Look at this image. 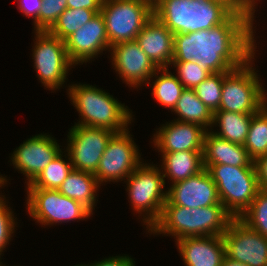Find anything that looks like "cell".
Masks as SVG:
<instances>
[{
  "label": "cell",
  "instance_id": "obj_1",
  "mask_svg": "<svg viewBox=\"0 0 267 266\" xmlns=\"http://www.w3.org/2000/svg\"><path fill=\"white\" fill-rule=\"evenodd\" d=\"M254 24L249 14L233 13L211 29L174 34L173 62L194 61L211 73L231 72L258 51Z\"/></svg>",
  "mask_w": 267,
  "mask_h": 266
},
{
  "label": "cell",
  "instance_id": "obj_2",
  "mask_svg": "<svg viewBox=\"0 0 267 266\" xmlns=\"http://www.w3.org/2000/svg\"><path fill=\"white\" fill-rule=\"evenodd\" d=\"M232 219L221 203L187 208L166 200L160 219L147 233L171 236L175 242L185 237L222 236Z\"/></svg>",
  "mask_w": 267,
  "mask_h": 266
},
{
  "label": "cell",
  "instance_id": "obj_3",
  "mask_svg": "<svg viewBox=\"0 0 267 266\" xmlns=\"http://www.w3.org/2000/svg\"><path fill=\"white\" fill-rule=\"evenodd\" d=\"M67 95L79 113L75 125L109 129L122 132L133 122L134 115L125 104L102 88L90 84L73 83L68 85Z\"/></svg>",
  "mask_w": 267,
  "mask_h": 266
},
{
  "label": "cell",
  "instance_id": "obj_4",
  "mask_svg": "<svg viewBox=\"0 0 267 266\" xmlns=\"http://www.w3.org/2000/svg\"><path fill=\"white\" fill-rule=\"evenodd\" d=\"M234 12L216 0H154L153 15L173 34L208 30Z\"/></svg>",
  "mask_w": 267,
  "mask_h": 266
},
{
  "label": "cell",
  "instance_id": "obj_5",
  "mask_svg": "<svg viewBox=\"0 0 267 266\" xmlns=\"http://www.w3.org/2000/svg\"><path fill=\"white\" fill-rule=\"evenodd\" d=\"M128 202L138 213L146 231L160 219L167 200L166 182L160 167L144 161L125 179Z\"/></svg>",
  "mask_w": 267,
  "mask_h": 266
},
{
  "label": "cell",
  "instance_id": "obj_6",
  "mask_svg": "<svg viewBox=\"0 0 267 266\" xmlns=\"http://www.w3.org/2000/svg\"><path fill=\"white\" fill-rule=\"evenodd\" d=\"M203 166L216 184L220 202L225 210L233 218H240L260 190L254 161L247 167L224 164Z\"/></svg>",
  "mask_w": 267,
  "mask_h": 266
},
{
  "label": "cell",
  "instance_id": "obj_7",
  "mask_svg": "<svg viewBox=\"0 0 267 266\" xmlns=\"http://www.w3.org/2000/svg\"><path fill=\"white\" fill-rule=\"evenodd\" d=\"M256 54L241 67L224 72L222 96L217 111L254 114L265 105L266 90L254 67Z\"/></svg>",
  "mask_w": 267,
  "mask_h": 266
},
{
  "label": "cell",
  "instance_id": "obj_8",
  "mask_svg": "<svg viewBox=\"0 0 267 266\" xmlns=\"http://www.w3.org/2000/svg\"><path fill=\"white\" fill-rule=\"evenodd\" d=\"M100 13L105 20L109 47L135 41L153 16L152 0H103Z\"/></svg>",
  "mask_w": 267,
  "mask_h": 266
},
{
  "label": "cell",
  "instance_id": "obj_9",
  "mask_svg": "<svg viewBox=\"0 0 267 266\" xmlns=\"http://www.w3.org/2000/svg\"><path fill=\"white\" fill-rule=\"evenodd\" d=\"M32 59L39 82L55 92L65 86L68 73L75 66L68 58L65 42L48 31H34Z\"/></svg>",
  "mask_w": 267,
  "mask_h": 266
},
{
  "label": "cell",
  "instance_id": "obj_10",
  "mask_svg": "<svg viewBox=\"0 0 267 266\" xmlns=\"http://www.w3.org/2000/svg\"><path fill=\"white\" fill-rule=\"evenodd\" d=\"M27 190V191H26ZM26 210L42 227L89 219L93 213L82 203L68 198L58 190L25 189Z\"/></svg>",
  "mask_w": 267,
  "mask_h": 266
},
{
  "label": "cell",
  "instance_id": "obj_11",
  "mask_svg": "<svg viewBox=\"0 0 267 266\" xmlns=\"http://www.w3.org/2000/svg\"><path fill=\"white\" fill-rule=\"evenodd\" d=\"M128 127L114 133L106 145L99 166L94 174L98 184L121 182L143 162L140 150ZM105 182V183H104Z\"/></svg>",
  "mask_w": 267,
  "mask_h": 266
},
{
  "label": "cell",
  "instance_id": "obj_12",
  "mask_svg": "<svg viewBox=\"0 0 267 266\" xmlns=\"http://www.w3.org/2000/svg\"><path fill=\"white\" fill-rule=\"evenodd\" d=\"M115 132L83 125H75L67 135L68 153L73 169L95 174L106 145Z\"/></svg>",
  "mask_w": 267,
  "mask_h": 266
},
{
  "label": "cell",
  "instance_id": "obj_13",
  "mask_svg": "<svg viewBox=\"0 0 267 266\" xmlns=\"http://www.w3.org/2000/svg\"><path fill=\"white\" fill-rule=\"evenodd\" d=\"M225 255L248 266H267V238L233 218L222 235Z\"/></svg>",
  "mask_w": 267,
  "mask_h": 266
},
{
  "label": "cell",
  "instance_id": "obj_14",
  "mask_svg": "<svg viewBox=\"0 0 267 266\" xmlns=\"http://www.w3.org/2000/svg\"><path fill=\"white\" fill-rule=\"evenodd\" d=\"M49 133L36 134L17 147L10 157V164L26 177L29 185L46 166L63 150Z\"/></svg>",
  "mask_w": 267,
  "mask_h": 266
},
{
  "label": "cell",
  "instance_id": "obj_15",
  "mask_svg": "<svg viewBox=\"0 0 267 266\" xmlns=\"http://www.w3.org/2000/svg\"><path fill=\"white\" fill-rule=\"evenodd\" d=\"M110 54L116 74L131 88L140 89L144 84L146 86L158 69L136 41L114 44L110 48Z\"/></svg>",
  "mask_w": 267,
  "mask_h": 266
},
{
  "label": "cell",
  "instance_id": "obj_16",
  "mask_svg": "<svg viewBox=\"0 0 267 266\" xmlns=\"http://www.w3.org/2000/svg\"><path fill=\"white\" fill-rule=\"evenodd\" d=\"M64 42L68 58L75 66L84 63L86 65L103 51L110 52L102 14L97 13L90 21L68 36Z\"/></svg>",
  "mask_w": 267,
  "mask_h": 266
},
{
  "label": "cell",
  "instance_id": "obj_17",
  "mask_svg": "<svg viewBox=\"0 0 267 266\" xmlns=\"http://www.w3.org/2000/svg\"><path fill=\"white\" fill-rule=\"evenodd\" d=\"M169 187L166 188L168 189L167 200L172 205L200 208L221 203L217 186L206 168L186 180L169 185Z\"/></svg>",
  "mask_w": 267,
  "mask_h": 266
},
{
  "label": "cell",
  "instance_id": "obj_18",
  "mask_svg": "<svg viewBox=\"0 0 267 266\" xmlns=\"http://www.w3.org/2000/svg\"><path fill=\"white\" fill-rule=\"evenodd\" d=\"M206 132L198 124L174 119L156 129L151 143L158 152L203 150Z\"/></svg>",
  "mask_w": 267,
  "mask_h": 266
},
{
  "label": "cell",
  "instance_id": "obj_19",
  "mask_svg": "<svg viewBox=\"0 0 267 266\" xmlns=\"http://www.w3.org/2000/svg\"><path fill=\"white\" fill-rule=\"evenodd\" d=\"M135 41L158 68H170L174 54V34L154 15L143 26Z\"/></svg>",
  "mask_w": 267,
  "mask_h": 266
},
{
  "label": "cell",
  "instance_id": "obj_20",
  "mask_svg": "<svg viewBox=\"0 0 267 266\" xmlns=\"http://www.w3.org/2000/svg\"><path fill=\"white\" fill-rule=\"evenodd\" d=\"M185 266H221L225 255L222 236H196L175 243Z\"/></svg>",
  "mask_w": 267,
  "mask_h": 266
},
{
  "label": "cell",
  "instance_id": "obj_21",
  "mask_svg": "<svg viewBox=\"0 0 267 266\" xmlns=\"http://www.w3.org/2000/svg\"><path fill=\"white\" fill-rule=\"evenodd\" d=\"M202 156L203 164L247 167L253 161L243 145L220 138L210 130L205 133Z\"/></svg>",
  "mask_w": 267,
  "mask_h": 266
},
{
  "label": "cell",
  "instance_id": "obj_22",
  "mask_svg": "<svg viewBox=\"0 0 267 266\" xmlns=\"http://www.w3.org/2000/svg\"><path fill=\"white\" fill-rule=\"evenodd\" d=\"M162 161L160 167L164 180H170L171 184L186 180L198 174L204 169L203 150L177 151V152H159Z\"/></svg>",
  "mask_w": 267,
  "mask_h": 266
},
{
  "label": "cell",
  "instance_id": "obj_23",
  "mask_svg": "<svg viewBox=\"0 0 267 266\" xmlns=\"http://www.w3.org/2000/svg\"><path fill=\"white\" fill-rule=\"evenodd\" d=\"M99 188L100 185L94 174L73 169L58 191L64 196L82 203L93 213L97 205Z\"/></svg>",
  "mask_w": 267,
  "mask_h": 266
},
{
  "label": "cell",
  "instance_id": "obj_24",
  "mask_svg": "<svg viewBox=\"0 0 267 266\" xmlns=\"http://www.w3.org/2000/svg\"><path fill=\"white\" fill-rule=\"evenodd\" d=\"M251 118L252 114L215 111L210 132L230 142L244 145ZM216 127H219L220 131H214L213 128Z\"/></svg>",
  "mask_w": 267,
  "mask_h": 266
},
{
  "label": "cell",
  "instance_id": "obj_25",
  "mask_svg": "<svg viewBox=\"0 0 267 266\" xmlns=\"http://www.w3.org/2000/svg\"><path fill=\"white\" fill-rule=\"evenodd\" d=\"M171 112L177 115L175 120L198 124L207 131L212 126L214 113L197 97L194 89L185 88Z\"/></svg>",
  "mask_w": 267,
  "mask_h": 266
},
{
  "label": "cell",
  "instance_id": "obj_26",
  "mask_svg": "<svg viewBox=\"0 0 267 266\" xmlns=\"http://www.w3.org/2000/svg\"><path fill=\"white\" fill-rule=\"evenodd\" d=\"M160 74V75H159ZM153 78V79H152ZM146 86L152 87V96L161 106L171 111L185 89L175 73L167 68H158ZM155 78V79H154ZM152 85V86H151Z\"/></svg>",
  "mask_w": 267,
  "mask_h": 266
},
{
  "label": "cell",
  "instance_id": "obj_27",
  "mask_svg": "<svg viewBox=\"0 0 267 266\" xmlns=\"http://www.w3.org/2000/svg\"><path fill=\"white\" fill-rule=\"evenodd\" d=\"M63 151L61 150L58 155L49 163V165L46 166L45 169L38 175V177H36L25 188L58 190L67 176L73 170V165L68 153H66L64 149Z\"/></svg>",
  "mask_w": 267,
  "mask_h": 266
},
{
  "label": "cell",
  "instance_id": "obj_28",
  "mask_svg": "<svg viewBox=\"0 0 267 266\" xmlns=\"http://www.w3.org/2000/svg\"><path fill=\"white\" fill-rule=\"evenodd\" d=\"M249 157L255 161L267 154V106L252 114L249 131L243 145Z\"/></svg>",
  "mask_w": 267,
  "mask_h": 266
},
{
  "label": "cell",
  "instance_id": "obj_29",
  "mask_svg": "<svg viewBox=\"0 0 267 266\" xmlns=\"http://www.w3.org/2000/svg\"><path fill=\"white\" fill-rule=\"evenodd\" d=\"M97 13L91 9H71L67 8L48 30V32L65 40L73 32L81 28L84 24L90 21Z\"/></svg>",
  "mask_w": 267,
  "mask_h": 266
},
{
  "label": "cell",
  "instance_id": "obj_30",
  "mask_svg": "<svg viewBox=\"0 0 267 266\" xmlns=\"http://www.w3.org/2000/svg\"><path fill=\"white\" fill-rule=\"evenodd\" d=\"M239 219L267 238V190L260 189L257 192L255 199Z\"/></svg>",
  "mask_w": 267,
  "mask_h": 266
},
{
  "label": "cell",
  "instance_id": "obj_31",
  "mask_svg": "<svg viewBox=\"0 0 267 266\" xmlns=\"http://www.w3.org/2000/svg\"><path fill=\"white\" fill-rule=\"evenodd\" d=\"M224 72L212 73L194 88L197 97L214 113L219 109Z\"/></svg>",
  "mask_w": 267,
  "mask_h": 266
},
{
  "label": "cell",
  "instance_id": "obj_32",
  "mask_svg": "<svg viewBox=\"0 0 267 266\" xmlns=\"http://www.w3.org/2000/svg\"><path fill=\"white\" fill-rule=\"evenodd\" d=\"M171 67L176 68L175 72L177 73L175 75L184 88L188 89H194L212 74L208 69L202 67L198 62L194 61L172 62Z\"/></svg>",
  "mask_w": 267,
  "mask_h": 266
},
{
  "label": "cell",
  "instance_id": "obj_33",
  "mask_svg": "<svg viewBox=\"0 0 267 266\" xmlns=\"http://www.w3.org/2000/svg\"><path fill=\"white\" fill-rule=\"evenodd\" d=\"M8 203L10 202L6 197L0 199V261L3 259L1 255L3 256L7 245L12 241L11 238L14 237L15 226L18 225L17 217L15 218L12 208L7 205Z\"/></svg>",
  "mask_w": 267,
  "mask_h": 266
},
{
  "label": "cell",
  "instance_id": "obj_34",
  "mask_svg": "<svg viewBox=\"0 0 267 266\" xmlns=\"http://www.w3.org/2000/svg\"><path fill=\"white\" fill-rule=\"evenodd\" d=\"M38 16V31H48L67 9V0H42Z\"/></svg>",
  "mask_w": 267,
  "mask_h": 266
},
{
  "label": "cell",
  "instance_id": "obj_35",
  "mask_svg": "<svg viewBox=\"0 0 267 266\" xmlns=\"http://www.w3.org/2000/svg\"><path fill=\"white\" fill-rule=\"evenodd\" d=\"M18 9L28 18H33L34 31H38V16L42 6V0H17Z\"/></svg>",
  "mask_w": 267,
  "mask_h": 266
},
{
  "label": "cell",
  "instance_id": "obj_36",
  "mask_svg": "<svg viewBox=\"0 0 267 266\" xmlns=\"http://www.w3.org/2000/svg\"><path fill=\"white\" fill-rule=\"evenodd\" d=\"M227 5L234 13L249 14L255 19L258 4L254 0H216Z\"/></svg>",
  "mask_w": 267,
  "mask_h": 266
},
{
  "label": "cell",
  "instance_id": "obj_37",
  "mask_svg": "<svg viewBox=\"0 0 267 266\" xmlns=\"http://www.w3.org/2000/svg\"><path fill=\"white\" fill-rule=\"evenodd\" d=\"M94 263L88 264H79V266H136L135 261L131 256L118 255V256H109L100 261H93Z\"/></svg>",
  "mask_w": 267,
  "mask_h": 266
},
{
  "label": "cell",
  "instance_id": "obj_38",
  "mask_svg": "<svg viewBox=\"0 0 267 266\" xmlns=\"http://www.w3.org/2000/svg\"><path fill=\"white\" fill-rule=\"evenodd\" d=\"M254 163L257 171L259 188L267 190V154L258 157Z\"/></svg>",
  "mask_w": 267,
  "mask_h": 266
},
{
  "label": "cell",
  "instance_id": "obj_39",
  "mask_svg": "<svg viewBox=\"0 0 267 266\" xmlns=\"http://www.w3.org/2000/svg\"><path fill=\"white\" fill-rule=\"evenodd\" d=\"M103 0H67V8L71 9H91L96 13L101 10Z\"/></svg>",
  "mask_w": 267,
  "mask_h": 266
},
{
  "label": "cell",
  "instance_id": "obj_40",
  "mask_svg": "<svg viewBox=\"0 0 267 266\" xmlns=\"http://www.w3.org/2000/svg\"><path fill=\"white\" fill-rule=\"evenodd\" d=\"M221 266H248V265L233 259H229L228 257L225 256Z\"/></svg>",
  "mask_w": 267,
  "mask_h": 266
},
{
  "label": "cell",
  "instance_id": "obj_41",
  "mask_svg": "<svg viewBox=\"0 0 267 266\" xmlns=\"http://www.w3.org/2000/svg\"><path fill=\"white\" fill-rule=\"evenodd\" d=\"M8 179H7V176H2V175H0V188H3V187H5L6 185L5 184H7L9 181H7ZM1 191V190H0ZM3 193L1 192L0 193V199H2L3 197H5V195H2Z\"/></svg>",
  "mask_w": 267,
  "mask_h": 266
},
{
  "label": "cell",
  "instance_id": "obj_42",
  "mask_svg": "<svg viewBox=\"0 0 267 266\" xmlns=\"http://www.w3.org/2000/svg\"><path fill=\"white\" fill-rule=\"evenodd\" d=\"M265 105L267 106V92H266V96H265Z\"/></svg>",
  "mask_w": 267,
  "mask_h": 266
},
{
  "label": "cell",
  "instance_id": "obj_43",
  "mask_svg": "<svg viewBox=\"0 0 267 266\" xmlns=\"http://www.w3.org/2000/svg\"><path fill=\"white\" fill-rule=\"evenodd\" d=\"M0 266H6L5 264L2 263V261H0Z\"/></svg>",
  "mask_w": 267,
  "mask_h": 266
},
{
  "label": "cell",
  "instance_id": "obj_44",
  "mask_svg": "<svg viewBox=\"0 0 267 266\" xmlns=\"http://www.w3.org/2000/svg\"><path fill=\"white\" fill-rule=\"evenodd\" d=\"M257 4H259L260 3V0H254ZM259 2V3H258Z\"/></svg>",
  "mask_w": 267,
  "mask_h": 266
}]
</instances>
